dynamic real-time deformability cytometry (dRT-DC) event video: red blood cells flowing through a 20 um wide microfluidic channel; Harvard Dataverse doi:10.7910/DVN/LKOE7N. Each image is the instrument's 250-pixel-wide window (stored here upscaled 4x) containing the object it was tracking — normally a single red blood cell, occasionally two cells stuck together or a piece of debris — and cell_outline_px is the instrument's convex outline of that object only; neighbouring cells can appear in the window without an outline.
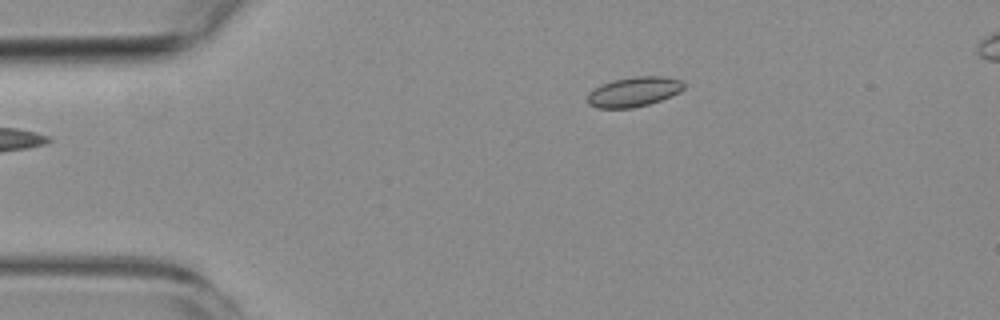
{"species": "common noctule bat (a hibernating species)", "species_latin": "Nyctalus noctula", "temperature_condition": "room temperature", "stored_images_in_passage": 6, "camera_frame_rate_fps": 3000, "um_per_image_px": 0.085, "animal": {"sex": "female", "body_mass_g": 19.3, "forearm_length_mm": 54.1}, "frame": {"image": 1, "passage_image": 6, "time_ms": 5.667, "image_size_px": [1000, 320], "cell_outline_px": [[684, 88], [680, 92], [660, 100], [648, 104], [632, 108], [596, 108], [588, 104], [588, 92], [592, 88], [600, 84], [612, 80], [632, 76], [664, 76], [680, 80], [684, 84]], "centroid_in_image_um": [53.83, 7.79], "position_along_channel_um": 31.2, "area_um2": 16.88}}